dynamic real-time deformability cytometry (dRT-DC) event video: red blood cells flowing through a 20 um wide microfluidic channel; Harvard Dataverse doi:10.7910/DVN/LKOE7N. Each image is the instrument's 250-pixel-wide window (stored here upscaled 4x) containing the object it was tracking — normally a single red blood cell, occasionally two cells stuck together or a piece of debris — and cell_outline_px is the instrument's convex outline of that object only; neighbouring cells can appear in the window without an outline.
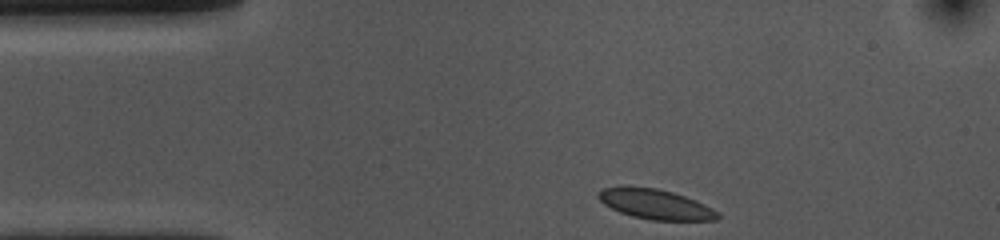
{"species": "common noctule bat (a hibernating species)", "species_latin": "Nyctalus noctula", "temperature_condition": "cold", "stored_images_in_passage": 34, "camera_frame_rate_fps": 3000, "um_per_image_px": 0.085, "animal": {"sex": "female", "body_mass_g": 10.0, "forearm_length_mm": 53.1}, "frame": {"image": 1, "passage_image": 1, "time_ms": 0.0, "image_size_px": [1000, 240], "cell_outline_px": [[720, 216], [716, 220], [652, 220], [632, 216], [620, 212], [604, 204], [596, 196], [596, 192], [604, 188], [624, 184], [656, 188], [672, 192], [696, 200], [720, 212]], "centroid_in_image_um": [55.67, 17.33], "position_along_channel_um": 29.3, "area_um2": 21.15}}
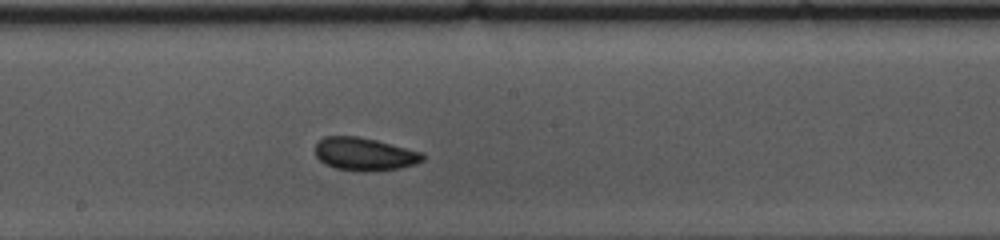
{"frame": {"image": 2, "passage_image": 20, "time_ms": 6.333, "image_size_px": [1000, 240], "cell_outline_px": [[424, 160], [400, 168], [364, 172], [356, 172], [336, 168], [324, 164], [316, 156], [316, 144], [324, 136], [356, 136], [376, 140], [424, 152]], "centroid_in_image_um": [30.98, 13.1], "position_along_channel_um": 217.2, "area_um2": 20.69}}
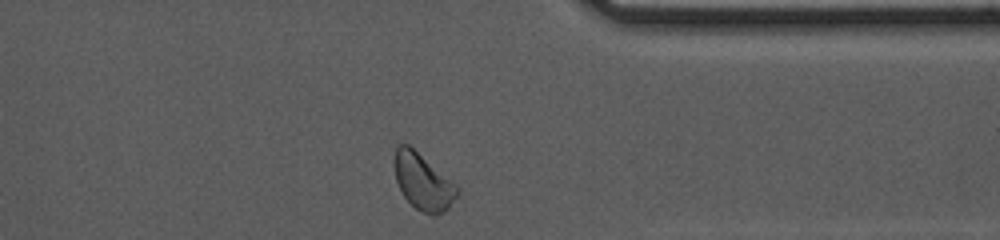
{"frame": {"image": 3, "passage_image": 34, "time_ms": 11.0, "image_size_px": [1000, 240], "cell_outline_px": [[460, 192], [448, 208], [444, 212], [436, 216], [432, 216], [420, 212], [404, 196], [396, 180], [396, 148], [400, 144], [408, 144], [456, 184], [460, 188]], "centroid_in_image_um": [36.01, 15.5], "position_along_channel_um": 375.4, "area_um2": 20.23}, "authors_computed_cell_mechanics": {"area_um2": 20.3456, "velocity_mm_per_s": 3.5837, "shape_relaxation_time_tau1_ms": null, "shape_relaxation_time_tau2_ms": 2.7747, "deformation_change_tau1": null, "deformation_change_tau2": 0.0528}}